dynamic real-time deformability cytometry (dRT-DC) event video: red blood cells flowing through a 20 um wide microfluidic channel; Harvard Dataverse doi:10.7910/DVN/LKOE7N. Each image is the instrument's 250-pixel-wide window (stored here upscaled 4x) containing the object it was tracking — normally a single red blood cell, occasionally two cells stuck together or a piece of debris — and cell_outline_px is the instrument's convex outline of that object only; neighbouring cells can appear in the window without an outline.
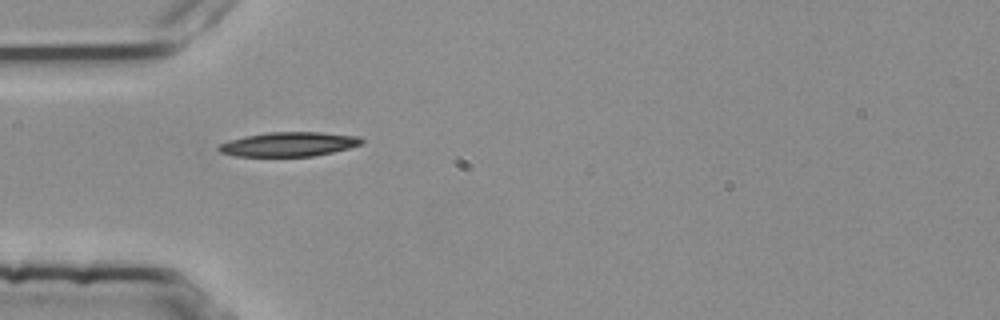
{"species": "common noctule bat (a hibernating species)", "species_latin": "Nyctalus noctula", "temperature_condition": "room temperature", "stored_images_in_passage": 32, "camera_frame_rate_fps": 3000, "um_per_image_px": 0.085, "animal": {"sex": "female", "body_mass_g": 25.1}, "frame": {"image": 1, "passage_image": 1, "time_ms": 0.0, "image_size_px": [1000, 320], "cell_outline_px": [[364, 144], [332, 152], [312, 156], [236, 156], [220, 152], [216, 148], [220, 144], [228, 140], [244, 136], [268, 132], [320, 132], [360, 136], [364, 140]], "centroid_in_image_um": [24.56, 12.25], "position_along_channel_um": 60.4, "area_um2": 20.35}}
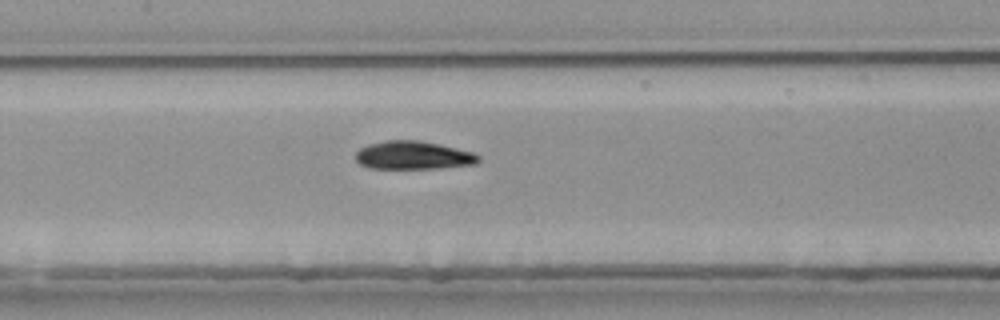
{"frame": {"image": 2, "passage_image": 10, "time_ms": 3.0, "image_size_px": [1000, 320], "cell_outline_px": [[480, 160], [476, 164], [436, 168], [368, 168], [360, 164], [356, 160], [356, 152], [360, 148], [368, 144], [388, 140], [420, 140], [440, 144], [472, 152], [480, 156]], "centroid_in_image_um": [35.12, 13.19], "position_along_channel_um": 172.3, "area_um2": 20.17}, "authors_computed_cell_mechanics": {"area_um2": 20.7502, "velocity_mm_per_s": 3.7883, "shape_relaxation_time_tau1_ms": 6.1837, "shape_relaxation_time_tau2_ms": 2.0911, "deformation_change_tau1": 0.2062, "deformation_change_tau2": 0.0594}}